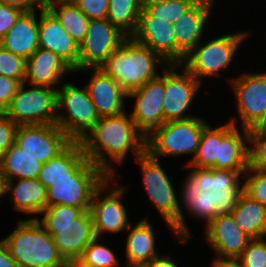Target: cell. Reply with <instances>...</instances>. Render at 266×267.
Segmentation results:
<instances>
[{"mask_svg": "<svg viewBox=\"0 0 266 267\" xmlns=\"http://www.w3.org/2000/svg\"><path fill=\"white\" fill-rule=\"evenodd\" d=\"M241 176L244 177L237 171L193 167L182 183V204L188 213L204 219L207 225L237 206L244 192Z\"/></svg>", "mask_w": 266, "mask_h": 267, "instance_id": "obj_1", "label": "cell"}, {"mask_svg": "<svg viewBox=\"0 0 266 267\" xmlns=\"http://www.w3.org/2000/svg\"><path fill=\"white\" fill-rule=\"evenodd\" d=\"M80 143L87 159L109 177L117 175L112 161L121 164L129 151L136 158L146 151V137L126 111L101 117Z\"/></svg>", "mask_w": 266, "mask_h": 267, "instance_id": "obj_2", "label": "cell"}, {"mask_svg": "<svg viewBox=\"0 0 266 267\" xmlns=\"http://www.w3.org/2000/svg\"><path fill=\"white\" fill-rule=\"evenodd\" d=\"M157 64L163 69L168 65L150 48L127 37L100 68L128 94L160 75Z\"/></svg>", "mask_w": 266, "mask_h": 267, "instance_id": "obj_3", "label": "cell"}, {"mask_svg": "<svg viewBox=\"0 0 266 267\" xmlns=\"http://www.w3.org/2000/svg\"><path fill=\"white\" fill-rule=\"evenodd\" d=\"M2 241L18 267H70L37 219L18 221L14 231Z\"/></svg>", "mask_w": 266, "mask_h": 267, "instance_id": "obj_4", "label": "cell"}, {"mask_svg": "<svg viewBox=\"0 0 266 267\" xmlns=\"http://www.w3.org/2000/svg\"><path fill=\"white\" fill-rule=\"evenodd\" d=\"M136 163L141 166L143 186L149 200L157 207L158 213L165 221L169 230L177 236L180 243H187L192 235L186 225L185 216L176 197L175 189L168 178L159 160L152 157L147 151L138 156Z\"/></svg>", "mask_w": 266, "mask_h": 267, "instance_id": "obj_5", "label": "cell"}, {"mask_svg": "<svg viewBox=\"0 0 266 267\" xmlns=\"http://www.w3.org/2000/svg\"><path fill=\"white\" fill-rule=\"evenodd\" d=\"M208 125L201 117L165 122L146 137V151L154 158L196 154L203 129ZM159 156V157H158Z\"/></svg>", "mask_w": 266, "mask_h": 267, "instance_id": "obj_6", "label": "cell"}, {"mask_svg": "<svg viewBox=\"0 0 266 267\" xmlns=\"http://www.w3.org/2000/svg\"><path fill=\"white\" fill-rule=\"evenodd\" d=\"M56 89L57 119L56 125L72 141H81L101 118L86 88L64 82ZM65 109L67 115L60 110Z\"/></svg>", "mask_w": 266, "mask_h": 267, "instance_id": "obj_7", "label": "cell"}, {"mask_svg": "<svg viewBox=\"0 0 266 267\" xmlns=\"http://www.w3.org/2000/svg\"><path fill=\"white\" fill-rule=\"evenodd\" d=\"M250 32L230 33L218 36L205 44H197L180 64L200 83L202 77H219L228 69L240 44L250 36Z\"/></svg>", "mask_w": 266, "mask_h": 267, "instance_id": "obj_8", "label": "cell"}, {"mask_svg": "<svg viewBox=\"0 0 266 267\" xmlns=\"http://www.w3.org/2000/svg\"><path fill=\"white\" fill-rule=\"evenodd\" d=\"M22 82L5 114L18 126L56 124V89L32 85L25 89Z\"/></svg>", "mask_w": 266, "mask_h": 267, "instance_id": "obj_9", "label": "cell"}, {"mask_svg": "<svg viewBox=\"0 0 266 267\" xmlns=\"http://www.w3.org/2000/svg\"><path fill=\"white\" fill-rule=\"evenodd\" d=\"M108 177L88 160L71 179L55 180L47 187L48 206L67 205L88 211L94 191Z\"/></svg>", "mask_w": 266, "mask_h": 267, "instance_id": "obj_10", "label": "cell"}, {"mask_svg": "<svg viewBox=\"0 0 266 267\" xmlns=\"http://www.w3.org/2000/svg\"><path fill=\"white\" fill-rule=\"evenodd\" d=\"M112 180L115 177H108L93 193L90 212L93 218L94 232L95 236L101 238L103 233H119L128 229L131 222H128V214L126 206L120 202L119 199L125 193V186H113L115 188H110ZM111 181V182H110ZM109 186V187H108ZM104 198H99L103 196Z\"/></svg>", "mask_w": 266, "mask_h": 267, "instance_id": "obj_11", "label": "cell"}, {"mask_svg": "<svg viewBox=\"0 0 266 267\" xmlns=\"http://www.w3.org/2000/svg\"><path fill=\"white\" fill-rule=\"evenodd\" d=\"M126 38L107 18L90 20L79 44L78 70L100 68Z\"/></svg>", "mask_w": 266, "mask_h": 267, "instance_id": "obj_12", "label": "cell"}, {"mask_svg": "<svg viewBox=\"0 0 266 267\" xmlns=\"http://www.w3.org/2000/svg\"><path fill=\"white\" fill-rule=\"evenodd\" d=\"M180 68V69H178ZM182 68V69H181ZM181 71L177 72V70ZM201 83L183 66L169 64L165 67V94L163 102L164 123L185 120L194 115L185 114L199 92Z\"/></svg>", "mask_w": 266, "mask_h": 267, "instance_id": "obj_13", "label": "cell"}, {"mask_svg": "<svg viewBox=\"0 0 266 267\" xmlns=\"http://www.w3.org/2000/svg\"><path fill=\"white\" fill-rule=\"evenodd\" d=\"M230 80L242 128H254L266 111V71L244 73Z\"/></svg>", "mask_w": 266, "mask_h": 267, "instance_id": "obj_14", "label": "cell"}, {"mask_svg": "<svg viewBox=\"0 0 266 267\" xmlns=\"http://www.w3.org/2000/svg\"><path fill=\"white\" fill-rule=\"evenodd\" d=\"M164 94L165 68L162 75L127 94L128 99L133 97L136 100L130 116L145 137L164 124Z\"/></svg>", "mask_w": 266, "mask_h": 267, "instance_id": "obj_15", "label": "cell"}, {"mask_svg": "<svg viewBox=\"0 0 266 267\" xmlns=\"http://www.w3.org/2000/svg\"><path fill=\"white\" fill-rule=\"evenodd\" d=\"M15 142L44 164L60 154L72 140L56 124L20 125Z\"/></svg>", "mask_w": 266, "mask_h": 267, "instance_id": "obj_16", "label": "cell"}, {"mask_svg": "<svg viewBox=\"0 0 266 267\" xmlns=\"http://www.w3.org/2000/svg\"><path fill=\"white\" fill-rule=\"evenodd\" d=\"M52 236L59 253L71 265L96 237L90 210L84 211L73 223L66 225H42Z\"/></svg>", "mask_w": 266, "mask_h": 267, "instance_id": "obj_17", "label": "cell"}, {"mask_svg": "<svg viewBox=\"0 0 266 267\" xmlns=\"http://www.w3.org/2000/svg\"><path fill=\"white\" fill-rule=\"evenodd\" d=\"M174 30L173 24L166 19L153 17L141 9L137 29L131 37L158 54L168 65L176 64Z\"/></svg>", "mask_w": 266, "mask_h": 267, "instance_id": "obj_18", "label": "cell"}, {"mask_svg": "<svg viewBox=\"0 0 266 267\" xmlns=\"http://www.w3.org/2000/svg\"><path fill=\"white\" fill-rule=\"evenodd\" d=\"M213 9V3L197 0L176 23L173 24L176 39V65H180L185 56L198 44Z\"/></svg>", "mask_w": 266, "mask_h": 267, "instance_id": "obj_19", "label": "cell"}, {"mask_svg": "<svg viewBox=\"0 0 266 267\" xmlns=\"http://www.w3.org/2000/svg\"><path fill=\"white\" fill-rule=\"evenodd\" d=\"M38 41L40 48L54 52L78 71L79 44L47 8L40 10Z\"/></svg>", "mask_w": 266, "mask_h": 267, "instance_id": "obj_20", "label": "cell"}, {"mask_svg": "<svg viewBox=\"0 0 266 267\" xmlns=\"http://www.w3.org/2000/svg\"><path fill=\"white\" fill-rule=\"evenodd\" d=\"M205 239L218 257H240L251 238L244 234L230 213L220 214L205 225Z\"/></svg>", "mask_w": 266, "mask_h": 267, "instance_id": "obj_21", "label": "cell"}, {"mask_svg": "<svg viewBox=\"0 0 266 267\" xmlns=\"http://www.w3.org/2000/svg\"><path fill=\"white\" fill-rule=\"evenodd\" d=\"M79 71H89L93 74L86 88L100 117L116 116L125 112L124 100L127 93L118 82L101 68H85L76 72Z\"/></svg>", "mask_w": 266, "mask_h": 267, "instance_id": "obj_22", "label": "cell"}, {"mask_svg": "<svg viewBox=\"0 0 266 267\" xmlns=\"http://www.w3.org/2000/svg\"><path fill=\"white\" fill-rule=\"evenodd\" d=\"M236 124L233 118L227 124L221 125L218 169L237 171L244 175L249 168V131L241 127L244 133L242 135Z\"/></svg>", "mask_w": 266, "mask_h": 267, "instance_id": "obj_23", "label": "cell"}, {"mask_svg": "<svg viewBox=\"0 0 266 267\" xmlns=\"http://www.w3.org/2000/svg\"><path fill=\"white\" fill-rule=\"evenodd\" d=\"M74 70L57 54L38 48L27 60L24 82L30 85L52 88L62 83V76Z\"/></svg>", "mask_w": 266, "mask_h": 267, "instance_id": "obj_24", "label": "cell"}, {"mask_svg": "<svg viewBox=\"0 0 266 267\" xmlns=\"http://www.w3.org/2000/svg\"><path fill=\"white\" fill-rule=\"evenodd\" d=\"M8 193L19 213L42 214L48 206L47 187L38 178L4 181V194Z\"/></svg>", "mask_w": 266, "mask_h": 267, "instance_id": "obj_25", "label": "cell"}, {"mask_svg": "<svg viewBox=\"0 0 266 267\" xmlns=\"http://www.w3.org/2000/svg\"><path fill=\"white\" fill-rule=\"evenodd\" d=\"M36 18V10L23 12L0 39V45L27 60L39 48V21Z\"/></svg>", "mask_w": 266, "mask_h": 267, "instance_id": "obj_26", "label": "cell"}, {"mask_svg": "<svg viewBox=\"0 0 266 267\" xmlns=\"http://www.w3.org/2000/svg\"><path fill=\"white\" fill-rule=\"evenodd\" d=\"M87 161L81 143L72 141L60 154L42 164L38 180L49 187L55 180L71 179Z\"/></svg>", "mask_w": 266, "mask_h": 267, "instance_id": "obj_27", "label": "cell"}, {"mask_svg": "<svg viewBox=\"0 0 266 267\" xmlns=\"http://www.w3.org/2000/svg\"><path fill=\"white\" fill-rule=\"evenodd\" d=\"M148 217L136 223L130 230L125 243L126 264L146 265L159 254L155 247V231Z\"/></svg>", "mask_w": 266, "mask_h": 267, "instance_id": "obj_28", "label": "cell"}, {"mask_svg": "<svg viewBox=\"0 0 266 267\" xmlns=\"http://www.w3.org/2000/svg\"><path fill=\"white\" fill-rule=\"evenodd\" d=\"M240 230L251 239L266 237V206L243 192L230 212Z\"/></svg>", "mask_w": 266, "mask_h": 267, "instance_id": "obj_29", "label": "cell"}, {"mask_svg": "<svg viewBox=\"0 0 266 267\" xmlns=\"http://www.w3.org/2000/svg\"><path fill=\"white\" fill-rule=\"evenodd\" d=\"M42 163L14 142L1 155L0 176L4 181L38 178Z\"/></svg>", "mask_w": 266, "mask_h": 267, "instance_id": "obj_30", "label": "cell"}, {"mask_svg": "<svg viewBox=\"0 0 266 267\" xmlns=\"http://www.w3.org/2000/svg\"><path fill=\"white\" fill-rule=\"evenodd\" d=\"M46 8L78 44L84 40L90 19L74 3L46 2Z\"/></svg>", "mask_w": 266, "mask_h": 267, "instance_id": "obj_31", "label": "cell"}, {"mask_svg": "<svg viewBox=\"0 0 266 267\" xmlns=\"http://www.w3.org/2000/svg\"><path fill=\"white\" fill-rule=\"evenodd\" d=\"M221 143V126L211 127L209 124L203 129L199 146L193 159L187 167L218 169V151Z\"/></svg>", "mask_w": 266, "mask_h": 267, "instance_id": "obj_32", "label": "cell"}, {"mask_svg": "<svg viewBox=\"0 0 266 267\" xmlns=\"http://www.w3.org/2000/svg\"><path fill=\"white\" fill-rule=\"evenodd\" d=\"M140 11L139 0H109L107 19L131 37L137 29Z\"/></svg>", "mask_w": 266, "mask_h": 267, "instance_id": "obj_33", "label": "cell"}, {"mask_svg": "<svg viewBox=\"0 0 266 267\" xmlns=\"http://www.w3.org/2000/svg\"><path fill=\"white\" fill-rule=\"evenodd\" d=\"M95 237L75 262L79 267H117L120 263L115 253Z\"/></svg>", "mask_w": 266, "mask_h": 267, "instance_id": "obj_34", "label": "cell"}, {"mask_svg": "<svg viewBox=\"0 0 266 267\" xmlns=\"http://www.w3.org/2000/svg\"><path fill=\"white\" fill-rule=\"evenodd\" d=\"M84 211L80 207H73L67 205L47 206L42 213L43 218L39 217L29 218L37 219L41 225H66L73 223Z\"/></svg>", "mask_w": 266, "mask_h": 267, "instance_id": "obj_35", "label": "cell"}, {"mask_svg": "<svg viewBox=\"0 0 266 267\" xmlns=\"http://www.w3.org/2000/svg\"><path fill=\"white\" fill-rule=\"evenodd\" d=\"M197 0H166L163 3L148 6L145 10L153 17L166 19L169 23L185 13Z\"/></svg>", "mask_w": 266, "mask_h": 267, "instance_id": "obj_36", "label": "cell"}, {"mask_svg": "<svg viewBox=\"0 0 266 267\" xmlns=\"http://www.w3.org/2000/svg\"><path fill=\"white\" fill-rule=\"evenodd\" d=\"M248 131L249 167L266 170V128L248 129Z\"/></svg>", "mask_w": 266, "mask_h": 267, "instance_id": "obj_37", "label": "cell"}, {"mask_svg": "<svg viewBox=\"0 0 266 267\" xmlns=\"http://www.w3.org/2000/svg\"><path fill=\"white\" fill-rule=\"evenodd\" d=\"M244 175V192L266 206V170L249 167Z\"/></svg>", "mask_w": 266, "mask_h": 267, "instance_id": "obj_38", "label": "cell"}, {"mask_svg": "<svg viewBox=\"0 0 266 267\" xmlns=\"http://www.w3.org/2000/svg\"><path fill=\"white\" fill-rule=\"evenodd\" d=\"M26 60L0 45V75L24 82Z\"/></svg>", "mask_w": 266, "mask_h": 267, "instance_id": "obj_39", "label": "cell"}, {"mask_svg": "<svg viewBox=\"0 0 266 267\" xmlns=\"http://www.w3.org/2000/svg\"><path fill=\"white\" fill-rule=\"evenodd\" d=\"M265 237L251 239L241 256L244 267H266Z\"/></svg>", "mask_w": 266, "mask_h": 267, "instance_id": "obj_40", "label": "cell"}, {"mask_svg": "<svg viewBox=\"0 0 266 267\" xmlns=\"http://www.w3.org/2000/svg\"><path fill=\"white\" fill-rule=\"evenodd\" d=\"M74 4L90 20L107 18L109 0H77Z\"/></svg>", "mask_w": 266, "mask_h": 267, "instance_id": "obj_41", "label": "cell"}, {"mask_svg": "<svg viewBox=\"0 0 266 267\" xmlns=\"http://www.w3.org/2000/svg\"><path fill=\"white\" fill-rule=\"evenodd\" d=\"M18 125L5 113H0V154H4L15 142Z\"/></svg>", "mask_w": 266, "mask_h": 267, "instance_id": "obj_42", "label": "cell"}, {"mask_svg": "<svg viewBox=\"0 0 266 267\" xmlns=\"http://www.w3.org/2000/svg\"><path fill=\"white\" fill-rule=\"evenodd\" d=\"M20 84L16 79L0 75V113H4L9 107Z\"/></svg>", "mask_w": 266, "mask_h": 267, "instance_id": "obj_43", "label": "cell"}, {"mask_svg": "<svg viewBox=\"0 0 266 267\" xmlns=\"http://www.w3.org/2000/svg\"><path fill=\"white\" fill-rule=\"evenodd\" d=\"M22 13L19 8L0 2V39L7 34Z\"/></svg>", "mask_w": 266, "mask_h": 267, "instance_id": "obj_44", "label": "cell"}, {"mask_svg": "<svg viewBox=\"0 0 266 267\" xmlns=\"http://www.w3.org/2000/svg\"><path fill=\"white\" fill-rule=\"evenodd\" d=\"M0 2L19 8L23 12L35 11L37 6L40 10L46 8V0H0Z\"/></svg>", "mask_w": 266, "mask_h": 267, "instance_id": "obj_45", "label": "cell"}, {"mask_svg": "<svg viewBox=\"0 0 266 267\" xmlns=\"http://www.w3.org/2000/svg\"><path fill=\"white\" fill-rule=\"evenodd\" d=\"M214 259L213 267H244L239 257H218Z\"/></svg>", "mask_w": 266, "mask_h": 267, "instance_id": "obj_46", "label": "cell"}, {"mask_svg": "<svg viewBox=\"0 0 266 267\" xmlns=\"http://www.w3.org/2000/svg\"><path fill=\"white\" fill-rule=\"evenodd\" d=\"M0 267H18L11 257L8 247L2 240H0Z\"/></svg>", "mask_w": 266, "mask_h": 267, "instance_id": "obj_47", "label": "cell"}, {"mask_svg": "<svg viewBox=\"0 0 266 267\" xmlns=\"http://www.w3.org/2000/svg\"><path fill=\"white\" fill-rule=\"evenodd\" d=\"M145 267H178L174 260L171 259L170 255L167 256H156Z\"/></svg>", "mask_w": 266, "mask_h": 267, "instance_id": "obj_48", "label": "cell"}, {"mask_svg": "<svg viewBox=\"0 0 266 267\" xmlns=\"http://www.w3.org/2000/svg\"><path fill=\"white\" fill-rule=\"evenodd\" d=\"M166 0H139L141 9H146L148 6L156 5L165 2Z\"/></svg>", "mask_w": 266, "mask_h": 267, "instance_id": "obj_49", "label": "cell"}, {"mask_svg": "<svg viewBox=\"0 0 266 267\" xmlns=\"http://www.w3.org/2000/svg\"><path fill=\"white\" fill-rule=\"evenodd\" d=\"M266 128V111L263 119L254 127L251 129H263Z\"/></svg>", "mask_w": 266, "mask_h": 267, "instance_id": "obj_50", "label": "cell"}, {"mask_svg": "<svg viewBox=\"0 0 266 267\" xmlns=\"http://www.w3.org/2000/svg\"><path fill=\"white\" fill-rule=\"evenodd\" d=\"M5 194H4V180L3 178L0 176V199L2 197H4Z\"/></svg>", "mask_w": 266, "mask_h": 267, "instance_id": "obj_51", "label": "cell"}, {"mask_svg": "<svg viewBox=\"0 0 266 267\" xmlns=\"http://www.w3.org/2000/svg\"><path fill=\"white\" fill-rule=\"evenodd\" d=\"M77 0H46V2L75 3Z\"/></svg>", "mask_w": 266, "mask_h": 267, "instance_id": "obj_52", "label": "cell"}, {"mask_svg": "<svg viewBox=\"0 0 266 267\" xmlns=\"http://www.w3.org/2000/svg\"><path fill=\"white\" fill-rule=\"evenodd\" d=\"M126 267H145V265H131V264H127Z\"/></svg>", "mask_w": 266, "mask_h": 267, "instance_id": "obj_53", "label": "cell"}, {"mask_svg": "<svg viewBox=\"0 0 266 267\" xmlns=\"http://www.w3.org/2000/svg\"><path fill=\"white\" fill-rule=\"evenodd\" d=\"M70 267H79L76 263L70 265Z\"/></svg>", "mask_w": 266, "mask_h": 267, "instance_id": "obj_54", "label": "cell"}, {"mask_svg": "<svg viewBox=\"0 0 266 267\" xmlns=\"http://www.w3.org/2000/svg\"><path fill=\"white\" fill-rule=\"evenodd\" d=\"M204 1H208V2H211V3H213L214 4V0H204Z\"/></svg>", "mask_w": 266, "mask_h": 267, "instance_id": "obj_55", "label": "cell"}]
</instances>
